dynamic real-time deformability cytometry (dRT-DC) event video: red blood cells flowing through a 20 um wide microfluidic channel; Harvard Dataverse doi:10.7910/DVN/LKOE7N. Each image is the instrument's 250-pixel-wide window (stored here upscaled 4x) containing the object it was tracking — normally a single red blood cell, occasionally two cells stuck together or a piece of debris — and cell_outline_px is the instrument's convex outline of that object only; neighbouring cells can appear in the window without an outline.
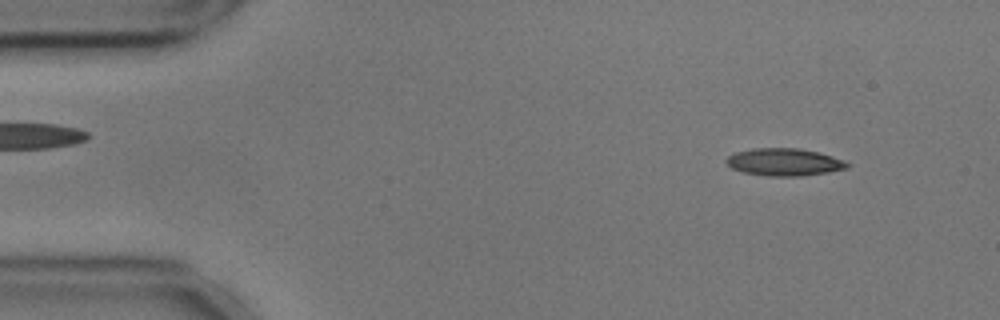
{"species": "common noctule bat (a hibernating species)", "species_latin": "Nyctalus noctula", "temperature_condition": "cold", "stored_images_in_passage": 54, "camera_frame_rate_fps": 3000, "um_per_image_px": 0.085, "animal": {"sex": "male", "body_mass_g": 17.9, "forearm_length_mm": 54.2}, "frame": {"image": 1, "passage_image": 5, "time_ms": 1.333, "image_size_px": [1000, 320], "cell_outline_px": [[852, 164], [848, 168], [828, 172], [800, 176], [768, 176], [744, 172], [732, 168], [724, 160], [728, 156], [736, 152], [752, 148], [800, 148], [820, 152], [844, 160]], "centroid_in_image_um": [66.69, 13.77], "position_along_channel_um": 18.3, "area_um2": 19.42}}
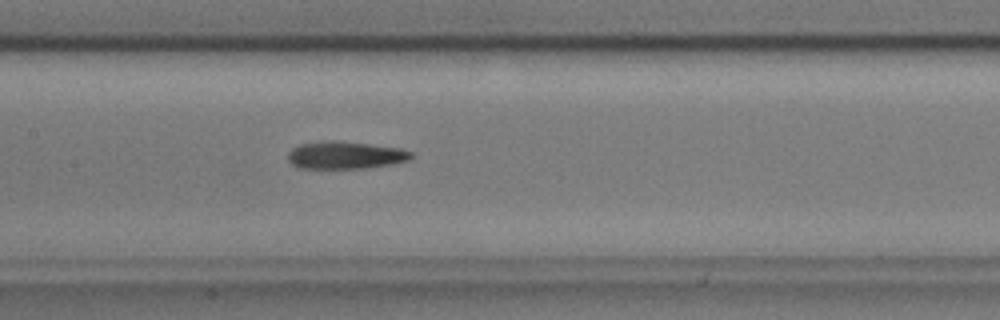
{"frame": {"image": 2, "passage_image": 25, "time_ms": 8.0, "image_size_px": [1000, 320], "cell_outline_px": [[412, 156], [408, 160], [392, 164], [364, 168], [296, 168], [288, 160], [288, 152], [292, 148], [300, 144], [332, 140], [340, 140], [400, 148], [412, 152]], "centroid_in_image_um": [29.33, 13.18], "position_along_channel_um": 178.1, "area_um2": 19.77}}
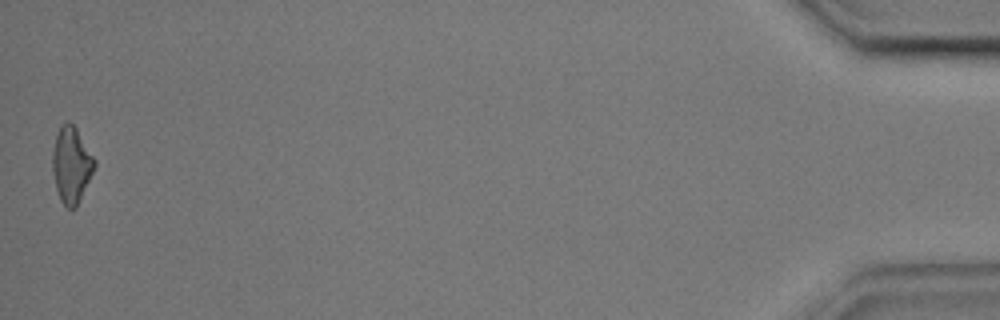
{"frame": {"image": 3, "passage_image": 54, "time_ms": 17.667, "image_size_px": [1000, 320], "cell_outline_px": [[96, 164], [76, 208], [68, 208], [60, 200], [56, 188], [52, 172], [52, 152], [56, 136], [60, 128], [68, 120], [76, 128], [96, 160]], "centroid_in_image_um": [6.06, 14.02], "position_along_channel_um": 429.1, "area_um2": 18.38}}